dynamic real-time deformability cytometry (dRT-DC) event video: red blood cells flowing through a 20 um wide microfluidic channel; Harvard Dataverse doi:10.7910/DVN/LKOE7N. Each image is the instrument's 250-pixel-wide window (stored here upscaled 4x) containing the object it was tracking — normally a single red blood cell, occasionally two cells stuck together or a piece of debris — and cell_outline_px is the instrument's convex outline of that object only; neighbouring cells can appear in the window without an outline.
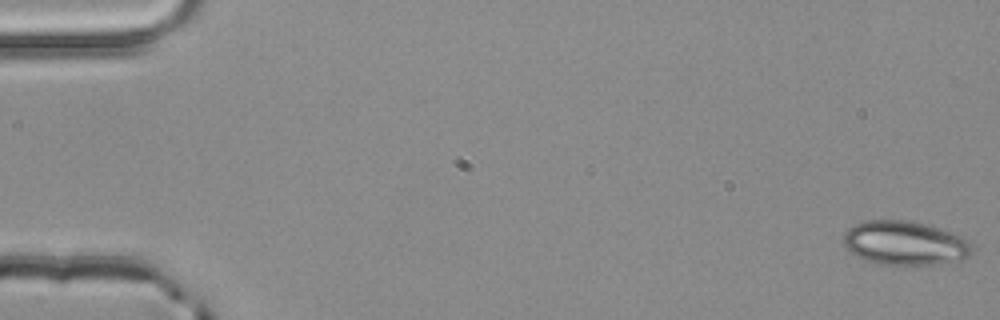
{"species": "common noctule bat (a hibernating species)", "species_latin": "Nyctalus noctula", "temperature_condition": "room temperature", "stored_images_in_passage": 2, "camera_frame_rate_fps": 3000, "um_per_image_px": 0.085, "animal": {"sex": "male", "body_mass_g": 20.4}, "frame": {"image": 1, "passage_image": 2, "time_ms": 0.333, "image_size_px": [1000, 320], "cell_outline_px": [[972, 252], [968, 256], [960, 260], [932, 264], [880, 264], [856, 256], [844, 244], [844, 232], [852, 224], [868, 220], [904, 220], [924, 224], [960, 236], [968, 240], [972, 244]], "centroid_in_image_um": [76.89, 20.65], "position_along_channel_um": 8.1, "area_um2": 32.48}}